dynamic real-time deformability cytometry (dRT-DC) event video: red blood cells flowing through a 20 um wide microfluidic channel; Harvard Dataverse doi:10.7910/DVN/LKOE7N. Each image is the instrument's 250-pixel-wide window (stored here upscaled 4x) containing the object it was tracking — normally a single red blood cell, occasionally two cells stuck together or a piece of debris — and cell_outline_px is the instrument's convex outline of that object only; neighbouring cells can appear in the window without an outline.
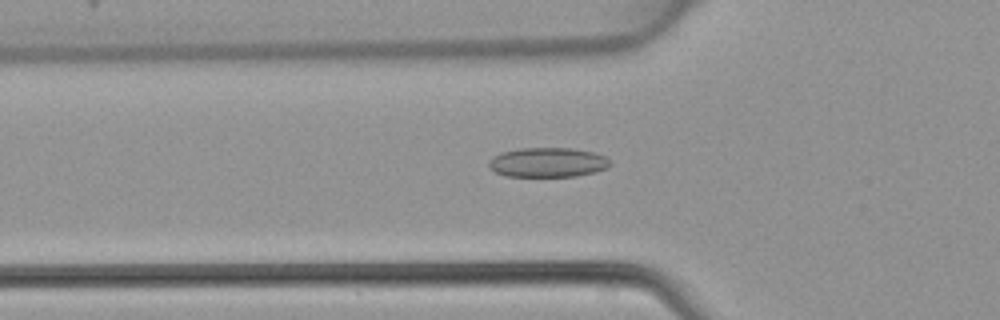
{"species": "common noctule bat (a hibernating species)", "species_latin": "Nyctalus noctula", "temperature_condition": "warm", "stored_images_in_passage": 34, "camera_frame_rate_fps": 3000, "um_per_image_px": 0.085, "animal": {"sex": "female", "body_mass_g": 22.7, "forearm_length_mm": 54.2}, "frame": {"image": 1, "passage_image": 4, "time_ms": 1.0, "image_size_px": [1000, 320], "cell_outline_px": [[612, 164], [608, 168], [596, 172], [576, 176], [504, 176], [496, 172], [488, 164], [488, 160], [492, 156], [500, 152], [520, 148], [572, 148], [592, 152], [604, 156]], "centroid_in_image_um": [46.55, 13.8], "position_along_channel_um": 79.3, "area_um2": 20.98}}
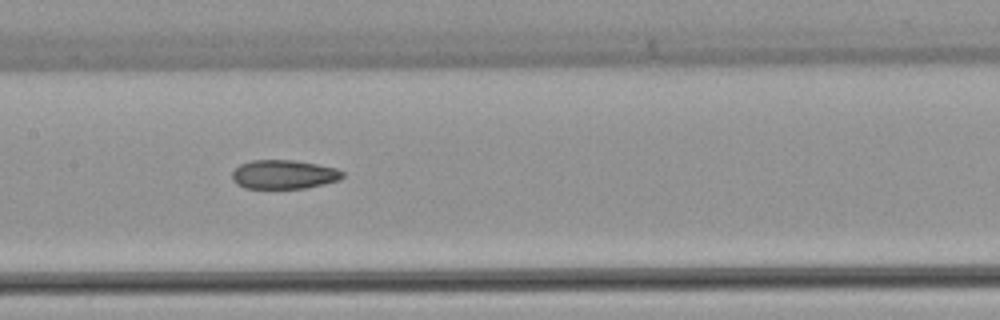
{"frame": {"image": 2, "passage_image": 11, "time_ms": 3.333, "image_size_px": [1000, 320], "cell_outline_px": [[344, 176], [340, 180], [304, 188], [244, 188], [236, 184], [232, 180], [232, 172], [240, 164], [252, 160], [292, 160], [316, 164], [336, 168], [344, 172]], "centroid_in_image_um": [24.11, 14.83], "position_along_channel_um": 183.3, "area_um2": 18.61}}
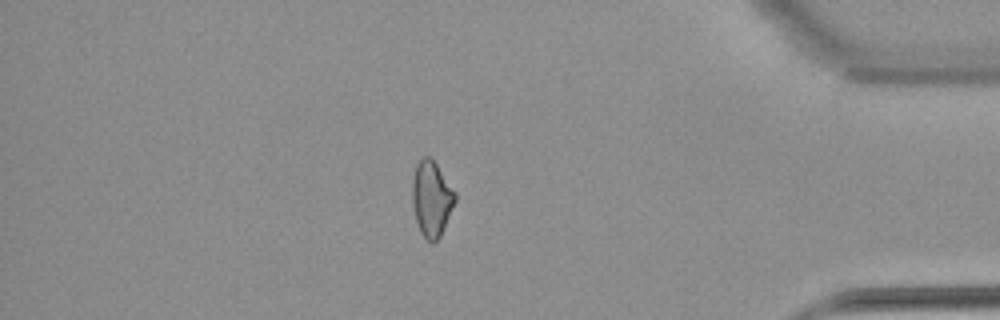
{"frame": {"image": 3, "passage_image": 28, "time_ms": 9.0, "image_size_px": [1000, 320], "cell_outline_px": [[456, 200], [440, 236], [432, 244], [420, 232], [416, 220], [412, 204], [412, 180], [416, 164], [424, 156], [428, 156], [436, 164], [456, 192]], "centroid_in_image_um": [36.67, 16.88], "position_along_channel_um": 398.5, "area_um2": 18.67}}